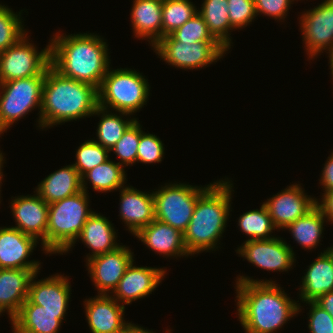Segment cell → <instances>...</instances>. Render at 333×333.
Masks as SVG:
<instances>
[{"instance_id":"6","label":"cell","mask_w":333,"mask_h":333,"mask_svg":"<svg viewBox=\"0 0 333 333\" xmlns=\"http://www.w3.org/2000/svg\"><path fill=\"white\" fill-rule=\"evenodd\" d=\"M111 70L108 69L98 89V106L133 115L146 104L150 93L149 83L136 70Z\"/></svg>"},{"instance_id":"29","label":"cell","mask_w":333,"mask_h":333,"mask_svg":"<svg viewBox=\"0 0 333 333\" xmlns=\"http://www.w3.org/2000/svg\"><path fill=\"white\" fill-rule=\"evenodd\" d=\"M86 180L92 183L93 189L99 192L118 190L126 183V174L123 166L119 162L115 163L111 159L100 164L92 170L86 172L81 177L82 190L87 192Z\"/></svg>"},{"instance_id":"3","label":"cell","mask_w":333,"mask_h":333,"mask_svg":"<svg viewBox=\"0 0 333 333\" xmlns=\"http://www.w3.org/2000/svg\"><path fill=\"white\" fill-rule=\"evenodd\" d=\"M98 107V89L62 76L51 65L46 69L42 106L37 122L41 129L93 116Z\"/></svg>"},{"instance_id":"13","label":"cell","mask_w":333,"mask_h":333,"mask_svg":"<svg viewBox=\"0 0 333 333\" xmlns=\"http://www.w3.org/2000/svg\"><path fill=\"white\" fill-rule=\"evenodd\" d=\"M129 247L121 245L111 252L94 256L87 260L88 272L98 294L109 295L117 287L126 269L134 261Z\"/></svg>"},{"instance_id":"7","label":"cell","mask_w":333,"mask_h":333,"mask_svg":"<svg viewBox=\"0 0 333 333\" xmlns=\"http://www.w3.org/2000/svg\"><path fill=\"white\" fill-rule=\"evenodd\" d=\"M205 187L184 183L168 184L153 191L155 219L184 233L190 223L198 197Z\"/></svg>"},{"instance_id":"47","label":"cell","mask_w":333,"mask_h":333,"mask_svg":"<svg viewBox=\"0 0 333 333\" xmlns=\"http://www.w3.org/2000/svg\"><path fill=\"white\" fill-rule=\"evenodd\" d=\"M329 60H330V69H331V74H332V77H333V51L329 54ZM333 79V78H332Z\"/></svg>"},{"instance_id":"10","label":"cell","mask_w":333,"mask_h":333,"mask_svg":"<svg viewBox=\"0 0 333 333\" xmlns=\"http://www.w3.org/2000/svg\"><path fill=\"white\" fill-rule=\"evenodd\" d=\"M50 66V43L38 52L28 41L27 33L15 44L0 52V83L46 75Z\"/></svg>"},{"instance_id":"31","label":"cell","mask_w":333,"mask_h":333,"mask_svg":"<svg viewBox=\"0 0 333 333\" xmlns=\"http://www.w3.org/2000/svg\"><path fill=\"white\" fill-rule=\"evenodd\" d=\"M123 116H122V115ZM93 115H102L97 127L98 140H94L101 146L111 150L115 144L122 138L125 131L137 120L122 119L129 114L119 112L118 114L109 113L107 109L97 107Z\"/></svg>"},{"instance_id":"17","label":"cell","mask_w":333,"mask_h":333,"mask_svg":"<svg viewBox=\"0 0 333 333\" xmlns=\"http://www.w3.org/2000/svg\"><path fill=\"white\" fill-rule=\"evenodd\" d=\"M133 262L126 269L117 287L111 293L121 305L130 304L151 294L164 279L166 269L133 266Z\"/></svg>"},{"instance_id":"26","label":"cell","mask_w":333,"mask_h":333,"mask_svg":"<svg viewBox=\"0 0 333 333\" xmlns=\"http://www.w3.org/2000/svg\"><path fill=\"white\" fill-rule=\"evenodd\" d=\"M117 233L114 226L103 215L93 212L87 219L83 226L78 238L84 242L85 245L92 250V254L87 255V260L111 252L120 247L116 242Z\"/></svg>"},{"instance_id":"35","label":"cell","mask_w":333,"mask_h":333,"mask_svg":"<svg viewBox=\"0 0 333 333\" xmlns=\"http://www.w3.org/2000/svg\"><path fill=\"white\" fill-rule=\"evenodd\" d=\"M109 152V149L94 140H87L77 149L76 162L72 165L82 177L86 172L109 160Z\"/></svg>"},{"instance_id":"30","label":"cell","mask_w":333,"mask_h":333,"mask_svg":"<svg viewBox=\"0 0 333 333\" xmlns=\"http://www.w3.org/2000/svg\"><path fill=\"white\" fill-rule=\"evenodd\" d=\"M325 218L322 210L316 205L305 216L298 218L285 229L291 232L293 239L301 247L311 250L318 246L320 237L322 238Z\"/></svg>"},{"instance_id":"42","label":"cell","mask_w":333,"mask_h":333,"mask_svg":"<svg viewBox=\"0 0 333 333\" xmlns=\"http://www.w3.org/2000/svg\"><path fill=\"white\" fill-rule=\"evenodd\" d=\"M320 178V184L324 187V192L333 190V151L324 164Z\"/></svg>"},{"instance_id":"48","label":"cell","mask_w":333,"mask_h":333,"mask_svg":"<svg viewBox=\"0 0 333 333\" xmlns=\"http://www.w3.org/2000/svg\"><path fill=\"white\" fill-rule=\"evenodd\" d=\"M327 251L330 253V255L332 256V258H333V247H328L327 248Z\"/></svg>"},{"instance_id":"25","label":"cell","mask_w":333,"mask_h":333,"mask_svg":"<svg viewBox=\"0 0 333 333\" xmlns=\"http://www.w3.org/2000/svg\"><path fill=\"white\" fill-rule=\"evenodd\" d=\"M131 23L136 38L150 39L152 47L162 39L163 0H133Z\"/></svg>"},{"instance_id":"23","label":"cell","mask_w":333,"mask_h":333,"mask_svg":"<svg viewBox=\"0 0 333 333\" xmlns=\"http://www.w3.org/2000/svg\"><path fill=\"white\" fill-rule=\"evenodd\" d=\"M135 236L159 255L189 256L184 245L183 233L156 219L139 230Z\"/></svg>"},{"instance_id":"39","label":"cell","mask_w":333,"mask_h":333,"mask_svg":"<svg viewBox=\"0 0 333 333\" xmlns=\"http://www.w3.org/2000/svg\"><path fill=\"white\" fill-rule=\"evenodd\" d=\"M230 25L242 29L257 17L254 0H227Z\"/></svg>"},{"instance_id":"27","label":"cell","mask_w":333,"mask_h":333,"mask_svg":"<svg viewBox=\"0 0 333 333\" xmlns=\"http://www.w3.org/2000/svg\"><path fill=\"white\" fill-rule=\"evenodd\" d=\"M80 191H82L81 177L72 164L49 174L36 188L38 195L48 204L73 196Z\"/></svg>"},{"instance_id":"8","label":"cell","mask_w":333,"mask_h":333,"mask_svg":"<svg viewBox=\"0 0 333 333\" xmlns=\"http://www.w3.org/2000/svg\"><path fill=\"white\" fill-rule=\"evenodd\" d=\"M45 75L0 83V135L35 107L41 110Z\"/></svg>"},{"instance_id":"45","label":"cell","mask_w":333,"mask_h":333,"mask_svg":"<svg viewBox=\"0 0 333 333\" xmlns=\"http://www.w3.org/2000/svg\"><path fill=\"white\" fill-rule=\"evenodd\" d=\"M124 333H153V331L145 330L141 326L132 324Z\"/></svg>"},{"instance_id":"12","label":"cell","mask_w":333,"mask_h":333,"mask_svg":"<svg viewBox=\"0 0 333 333\" xmlns=\"http://www.w3.org/2000/svg\"><path fill=\"white\" fill-rule=\"evenodd\" d=\"M256 267L267 271H288L295 262L294 252L280 237L246 240L236 251Z\"/></svg>"},{"instance_id":"20","label":"cell","mask_w":333,"mask_h":333,"mask_svg":"<svg viewBox=\"0 0 333 333\" xmlns=\"http://www.w3.org/2000/svg\"><path fill=\"white\" fill-rule=\"evenodd\" d=\"M120 217L128 230L135 235L139 230L155 220L153 193L139 191L132 186H124L119 191Z\"/></svg>"},{"instance_id":"40","label":"cell","mask_w":333,"mask_h":333,"mask_svg":"<svg viewBox=\"0 0 333 333\" xmlns=\"http://www.w3.org/2000/svg\"><path fill=\"white\" fill-rule=\"evenodd\" d=\"M310 307L308 328L310 333H333V317L315 302H306Z\"/></svg>"},{"instance_id":"22","label":"cell","mask_w":333,"mask_h":333,"mask_svg":"<svg viewBox=\"0 0 333 333\" xmlns=\"http://www.w3.org/2000/svg\"><path fill=\"white\" fill-rule=\"evenodd\" d=\"M66 312H50L27 299L10 320L14 333H58Z\"/></svg>"},{"instance_id":"18","label":"cell","mask_w":333,"mask_h":333,"mask_svg":"<svg viewBox=\"0 0 333 333\" xmlns=\"http://www.w3.org/2000/svg\"><path fill=\"white\" fill-rule=\"evenodd\" d=\"M37 243L35 238L22 233L14 226L0 227V268L40 269L39 261L26 260Z\"/></svg>"},{"instance_id":"46","label":"cell","mask_w":333,"mask_h":333,"mask_svg":"<svg viewBox=\"0 0 333 333\" xmlns=\"http://www.w3.org/2000/svg\"><path fill=\"white\" fill-rule=\"evenodd\" d=\"M4 155L1 153V151H0V186H2L1 185V183H2V178H3V173L1 172V170H2V168H3V162L5 161V159H4V157H3ZM0 189H1V187H0ZM1 191V190H0ZM1 200V199H0ZM1 203V202H0Z\"/></svg>"},{"instance_id":"15","label":"cell","mask_w":333,"mask_h":333,"mask_svg":"<svg viewBox=\"0 0 333 333\" xmlns=\"http://www.w3.org/2000/svg\"><path fill=\"white\" fill-rule=\"evenodd\" d=\"M13 217L22 233L42 241L43 251L46 252V229L48 225L49 204L36 192L35 195L18 196L11 201ZM41 239V240H40Z\"/></svg>"},{"instance_id":"32","label":"cell","mask_w":333,"mask_h":333,"mask_svg":"<svg viewBox=\"0 0 333 333\" xmlns=\"http://www.w3.org/2000/svg\"><path fill=\"white\" fill-rule=\"evenodd\" d=\"M238 226L244 234L249 236L247 240H268L276 229L269 215L268 209L263 203L260 209L250 210L239 217Z\"/></svg>"},{"instance_id":"43","label":"cell","mask_w":333,"mask_h":333,"mask_svg":"<svg viewBox=\"0 0 333 333\" xmlns=\"http://www.w3.org/2000/svg\"><path fill=\"white\" fill-rule=\"evenodd\" d=\"M322 196V201L319 203L317 201L316 205L322 210L324 216L326 217V222L333 223V190L324 192Z\"/></svg>"},{"instance_id":"33","label":"cell","mask_w":333,"mask_h":333,"mask_svg":"<svg viewBox=\"0 0 333 333\" xmlns=\"http://www.w3.org/2000/svg\"><path fill=\"white\" fill-rule=\"evenodd\" d=\"M198 10L190 0H163L162 38L192 18Z\"/></svg>"},{"instance_id":"28","label":"cell","mask_w":333,"mask_h":333,"mask_svg":"<svg viewBox=\"0 0 333 333\" xmlns=\"http://www.w3.org/2000/svg\"><path fill=\"white\" fill-rule=\"evenodd\" d=\"M229 9L227 0H204L198 13L205 20L209 32L227 50L231 48ZM229 31V32H228Z\"/></svg>"},{"instance_id":"37","label":"cell","mask_w":333,"mask_h":333,"mask_svg":"<svg viewBox=\"0 0 333 333\" xmlns=\"http://www.w3.org/2000/svg\"><path fill=\"white\" fill-rule=\"evenodd\" d=\"M170 35L175 40L187 43L217 41L209 32L205 20L198 12Z\"/></svg>"},{"instance_id":"5","label":"cell","mask_w":333,"mask_h":333,"mask_svg":"<svg viewBox=\"0 0 333 333\" xmlns=\"http://www.w3.org/2000/svg\"><path fill=\"white\" fill-rule=\"evenodd\" d=\"M88 192L79 193L49 204L46 229V253H67L76 243L88 217Z\"/></svg>"},{"instance_id":"24","label":"cell","mask_w":333,"mask_h":333,"mask_svg":"<svg viewBox=\"0 0 333 333\" xmlns=\"http://www.w3.org/2000/svg\"><path fill=\"white\" fill-rule=\"evenodd\" d=\"M302 278L300 300L314 302L320 296L333 291V258L327 250L318 255Z\"/></svg>"},{"instance_id":"19","label":"cell","mask_w":333,"mask_h":333,"mask_svg":"<svg viewBox=\"0 0 333 333\" xmlns=\"http://www.w3.org/2000/svg\"><path fill=\"white\" fill-rule=\"evenodd\" d=\"M35 273L29 283L28 299L36 305H41L50 312H66L70 299V282L65 276L54 275L39 281L34 280Z\"/></svg>"},{"instance_id":"44","label":"cell","mask_w":333,"mask_h":333,"mask_svg":"<svg viewBox=\"0 0 333 333\" xmlns=\"http://www.w3.org/2000/svg\"><path fill=\"white\" fill-rule=\"evenodd\" d=\"M314 302L333 317V291L320 296Z\"/></svg>"},{"instance_id":"34","label":"cell","mask_w":333,"mask_h":333,"mask_svg":"<svg viewBox=\"0 0 333 333\" xmlns=\"http://www.w3.org/2000/svg\"><path fill=\"white\" fill-rule=\"evenodd\" d=\"M21 12H13L11 8L0 4V52L15 44L26 34L22 25Z\"/></svg>"},{"instance_id":"16","label":"cell","mask_w":333,"mask_h":333,"mask_svg":"<svg viewBox=\"0 0 333 333\" xmlns=\"http://www.w3.org/2000/svg\"><path fill=\"white\" fill-rule=\"evenodd\" d=\"M84 305L92 333H124L132 325L124 320L125 306L119 304L111 294H98L85 299Z\"/></svg>"},{"instance_id":"2","label":"cell","mask_w":333,"mask_h":333,"mask_svg":"<svg viewBox=\"0 0 333 333\" xmlns=\"http://www.w3.org/2000/svg\"><path fill=\"white\" fill-rule=\"evenodd\" d=\"M106 42L92 33L55 34L50 42V65L62 76L100 88L109 69Z\"/></svg>"},{"instance_id":"38","label":"cell","mask_w":333,"mask_h":333,"mask_svg":"<svg viewBox=\"0 0 333 333\" xmlns=\"http://www.w3.org/2000/svg\"><path fill=\"white\" fill-rule=\"evenodd\" d=\"M140 127V141L137 153V163H159L164 156V144L162 141L153 134H147L141 130Z\"/></svg>"},{"instance_id":"36","label":"cell","mask_w":333,"mask_h":333,"mask_svg":"<svg viewBox=\"0 0 333 333\" xmlns=\"http://www.w3.org/2000/svg\"><path fill=\"white\" fill-rule=\"evenodd\" d=\"M140 141V123L135 121L123 134L110 152L116 153L121 166L132 165L137 161L138 146ZM125 164V165H124Z\"/></svg>"},{"instance_id":"14","label":"cell","mask_w":333,"mask_h":333,"mask_svg":"<svg viewBox=\"0 0 333 333\" xmlns=\"http://www.w3.org/2000/svg\"><path fill=\"white\" fill-rule=\"evenodd\" d=\"M263 203L276 229H285L312 210L317 199L306 195L301 185L292 184Z\"/></svg>"},{"instance_id":"9","label":"cell","mask_w":333,"mask_h":333,"mask_svg":"<svg viewBox=\"0 0 333 333\" xmlns=\"http://www.w3.org/2000/svg\"><path fill=\"white\" fill-rule=\"evenodd\" d=\"M155 52L169 65L181 69H200L216 62L228 51L218 41L187 43L163 36L154 46Z\"/></svg>"},{"instance_id":"41","label":"cell","mask_w":333,"mask_h":333,"mask_svg":"<svg viewBox=\"0 0 333 333\" xmlns=\"http://www.w3.org/2000/svg\"><path fill=\"white\" fill-rule=\"evenodd\" d=\"M294 0H254L256 14H264L273 19H285Z\"/></svg>"},{"instance_id":"1","label":"cell","mask_w":333,"mask_h":333,"mask_svg":"<svg viewBox=\"0 0 333 333\" xmlns=\"http://www.w3.org/2000/svg\"><path fill=\"white\" fill-rule=\"evenodd\" d=\"M237 314L245 333H274L299 313L293 301L274 281L237 276Z\"/></svg>"},{"instance_id":"4","label":"cell","mask_w":333,"mask_h":333,"mask_svg":"<svg viewBox=\"0 0 333 333\" xmlns=\"http://www.w3.org/2000/svg\"><path fill=\"white\" fill-rule=\"evenodd\" d=\"M232 184L213 182L199 197L183 241L189 255L216 248L229 219Z\"/></svg>"},{"instance_id":"11","label":"cell","mask_w":333,"mask_h":333,"mask_svg":"<svg viewBox=\"0 0 333 333\" xmlns=\"http://www.w3.org/2000/svg\"><path fill=\"white\" fill-rule=\"evenodd\" d=\"M304 44L309 59L324 50L333 51V0H324L300 17Z\"/></svg>"},{"instance_id":"21","label":"cell","mask_w":333,"mask_h":333,"mask_svg":"<svg viewBox=\"0 0 333 333\" xmlns=\"http://www.w3.org/2000/svg\"><path fill=\"white\" fill-rule=\"evenodd\" d=\"M40 269L0 268V314L7 312L10 320L28 299L29 283Z\"/></svg>"}]
</instances>
